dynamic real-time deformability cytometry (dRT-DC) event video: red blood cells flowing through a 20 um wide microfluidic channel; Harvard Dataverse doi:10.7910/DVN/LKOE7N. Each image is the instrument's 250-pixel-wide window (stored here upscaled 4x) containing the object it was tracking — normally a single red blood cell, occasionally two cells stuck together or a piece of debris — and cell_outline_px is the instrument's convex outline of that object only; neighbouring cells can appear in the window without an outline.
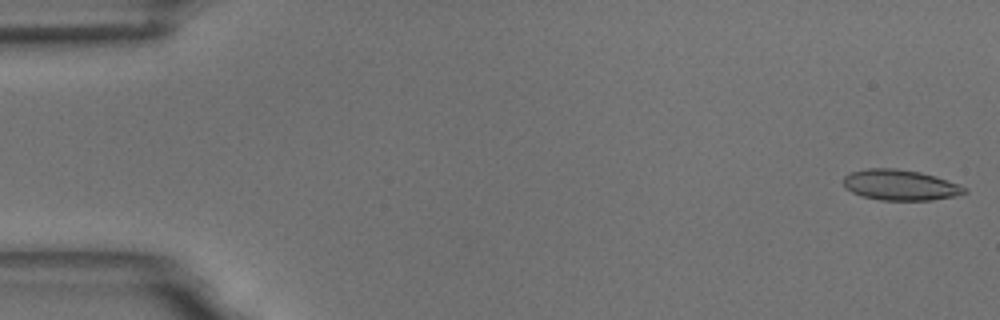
{"species": "common noctule bat (a hibernating species)", "species_latin": "Nyctalus noctula", "temperature_condition": "room temperature", "stored_images_in_passage": 55, "camera_frame_rate_fps": 3000, "um_per_image_px": 0.085, "animal": {"sex": "male", "body_mass_g": 18.8}, "frame": {"image": 1, "passage_image": 1, "time_ms": 0.0, "image_size_px": [1000, 320], "cell_outline_px": [[968, 192], [956, 196], [932, 200], [880, 200], [860, 196], [844, 188], [844, 176], [852, 172], [868, 168], [892, 168], [920, 172], [936, 176], [968, 188]], "centroid_in_image_um": [76.52, 15.73], "position_along_channel_um": 8.5, "area_um2": 21.68}}
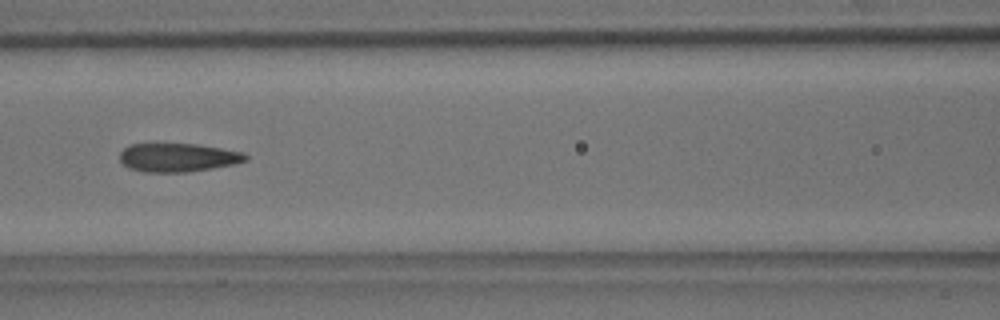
{"frame": {"image": 2, "passage_image": 24, "time_ms": 7.667, "image_size_px": [1000, 320], "cell_outline_px": [[248, 160], [232, 164], [212, 168], [188, 172], [144, 172], [128, 168], [120, 160], [120, 152], [128, 144], [196, 144], [244, 152], [248, 156]], "centroid_in_image_um": [15.11, 13.39], "position_along_channel_um": 151.5, "area_um2": 20.92}}
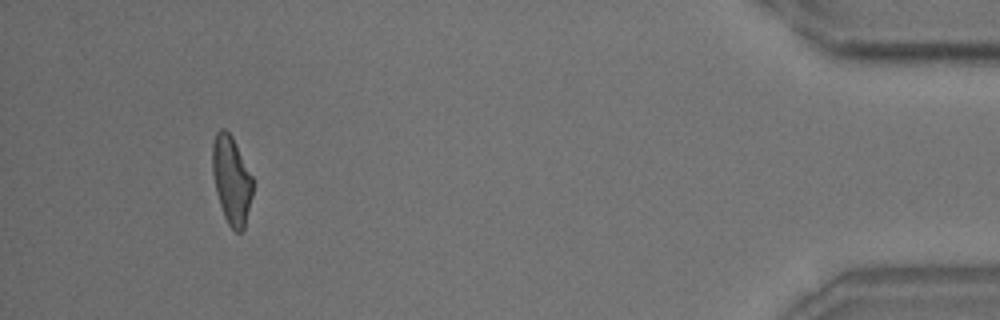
{"frame": {"image": 3, "passage_image": 51, "time_ms": 16.667, "image_size_px": [1000, 320], "cell_outline_px": [[252, 196], [244, 228], [240, 232], [236, 232], [228, 224], [224, 216], [216, 192], [212, 172], [212, 144], [216, 132], [220, 128], [224, 128], [232, 136], [252, 176]], "centroid_in_image_um": [19.66, 15.29], "position_along_channel_um": 415.5, "area_um2": 20.58}, "authors_computed_cell_mechanics": {"area_um2": 21.5594, "velocity_mm_per_s": 3.6751, "shape_relaxation_time_tau1_ms": 9.9181, "shape_relaxation_time_tau2_ms": 1.9329, "deformation_change_tau1": 0.2111, "deformation_change_tau2": 0.0991}}